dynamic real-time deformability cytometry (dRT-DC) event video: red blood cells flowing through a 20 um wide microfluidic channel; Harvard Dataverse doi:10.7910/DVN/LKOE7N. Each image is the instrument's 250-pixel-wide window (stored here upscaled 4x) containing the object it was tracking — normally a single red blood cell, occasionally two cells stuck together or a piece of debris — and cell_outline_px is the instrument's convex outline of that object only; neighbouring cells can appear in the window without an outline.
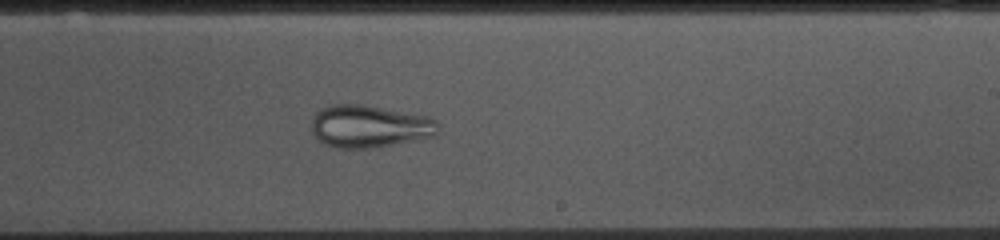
{"species": "common noctule bat (a hibernating species)", "species_latin": "Nyctalus noctula", "temperature_condition": "cold", "stored_images_in_passage": 52, "camera_frame_rate_fps": 3000, "um_per_image_px": 0.085, "animal": {"sex": "female", "body_mass_g": 10.0, "forearm_length_mm": 53.1}, "frame": {"image": 1, "passage_image": 30, "time_ms": 9.667, "image_size_px": [1000, 240], "cell_outline_px": [[440, 128], [436, 136], [376, 148], [332, 148], [324, 144], [312, 132], [312, 120], [316, 112], [320, 108], [332, 104], [364, 104], [428, 116], [436, 120], [440, 124]], "centroid_in_image_um": [31.43, 10.74], "position_along_channel_um": 257.6, "area_um2": 31.85}}
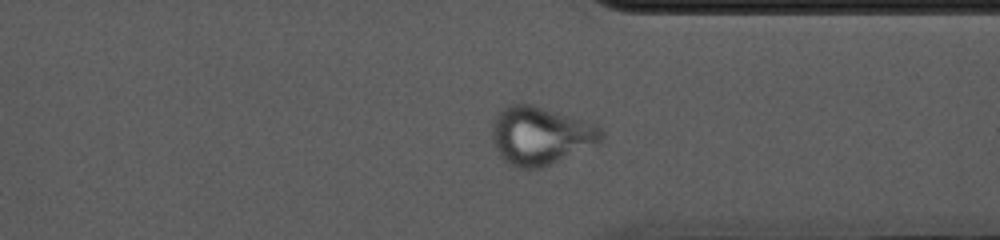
{"frame": {"image": 2, "passage_image": 39, "time_ms": 12.667, "image_size_px": [1000, 240], "cell_outline_px": [[604, 140], [596, 144], [544, 168], [516, 168], [504, 160], [500, 156], [492, 140], [492, 124], [496, 116], [508, 104], [532, 104], [592, 120], [600, 124], [604, 132]], "centroid_in_image_um": [46.02, 11.51], "position_along_channel_um": 365.4, "area_um2": 37.8}}
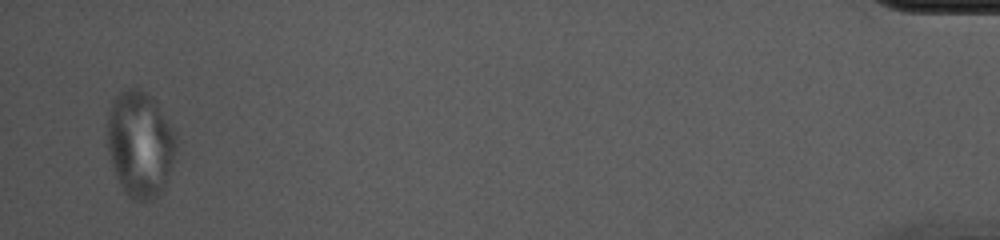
{"frame": {"image": 3, "passage_image": 51, "time_ms": 16.667, "image_size_px": [1000, 240], "cell_outline_px": [[176, 148], [168, 180], [160, 196], [140, 204], [128, 196], [120, 184], [116, 176], [112, 164], [108, 148], [108, 116], [112, 100], [124, 88], [140, 88], [156, 104], [172, 128], [176, 136]], "centroid_in_image_um": [11.91, 12.31], "position_along_channel_um": 423.3, "area_um2": 42.43}}